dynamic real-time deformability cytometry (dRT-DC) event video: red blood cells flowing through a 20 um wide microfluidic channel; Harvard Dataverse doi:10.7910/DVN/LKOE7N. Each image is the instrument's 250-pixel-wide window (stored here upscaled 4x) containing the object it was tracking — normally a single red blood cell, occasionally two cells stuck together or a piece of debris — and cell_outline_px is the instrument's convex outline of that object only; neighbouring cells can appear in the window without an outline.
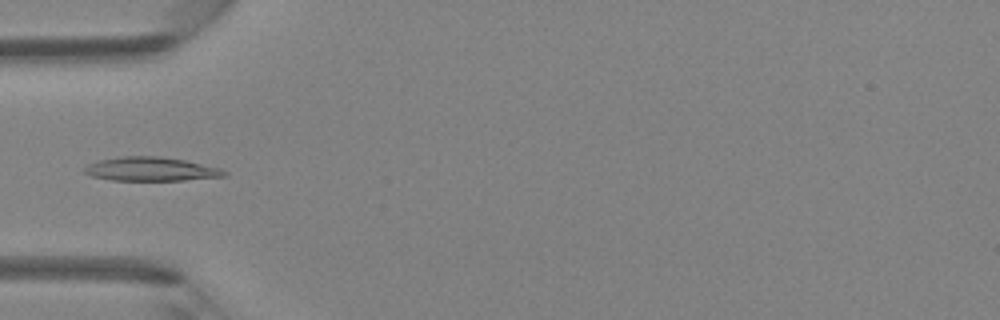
{"species": "Egyptian fruit bat (a non-hibernating species)", "species_latin": "Rousettus aegyptiacus", "temperature_condition": "room temperature", "stored_images_in_passage": 6, "camera_frame_rate_fps": 3000, "um_per_image_px": 0.085, "animal": {"sex": "female"}, "frame": {"image": 1, "passage_image": 5, "time_ms": 4.667, "image_size_px": [1000, 320], "cell_outline_px": [[228, 176], [184, 180], [112, 180], [92, 176], [84, 172], [84, 168], [88, 164], [100, 160], [120, 156], [160, 156], [184, 160], [220, 168], [228, 172]], "centroid_in_image_um": [12.85, 14.37], "position_along_channel_um": 72.1, "area_um2": 19.36}}
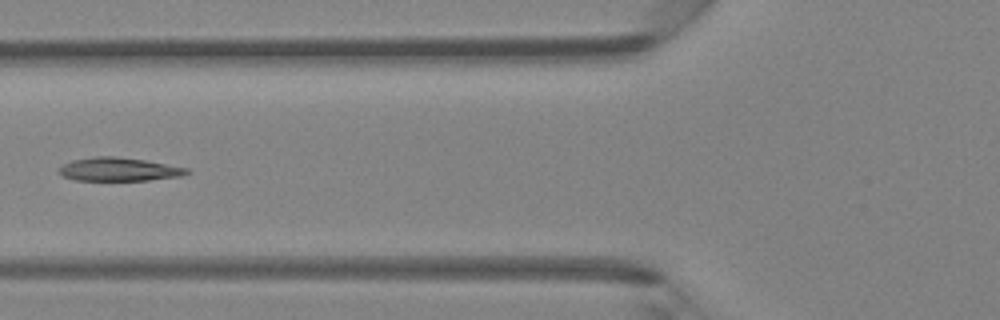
{"frame": {"image": 2, "passage_image": 6, "time_ms": 5.667, "image_size_px": [1000, 320], "cell_outline_px": [[192, 172], [180, 176], [148, 180], [76, 180], [64, 176], [60, 172], [60, 168], [64, 164], [72, 160], [96, 156], [116, 156], [144, 160], [188, 168]], "centroid_in_image_um": [10.14, 14.39], "position_along_channel_um": 115.7, "area_um2": 17.22}}